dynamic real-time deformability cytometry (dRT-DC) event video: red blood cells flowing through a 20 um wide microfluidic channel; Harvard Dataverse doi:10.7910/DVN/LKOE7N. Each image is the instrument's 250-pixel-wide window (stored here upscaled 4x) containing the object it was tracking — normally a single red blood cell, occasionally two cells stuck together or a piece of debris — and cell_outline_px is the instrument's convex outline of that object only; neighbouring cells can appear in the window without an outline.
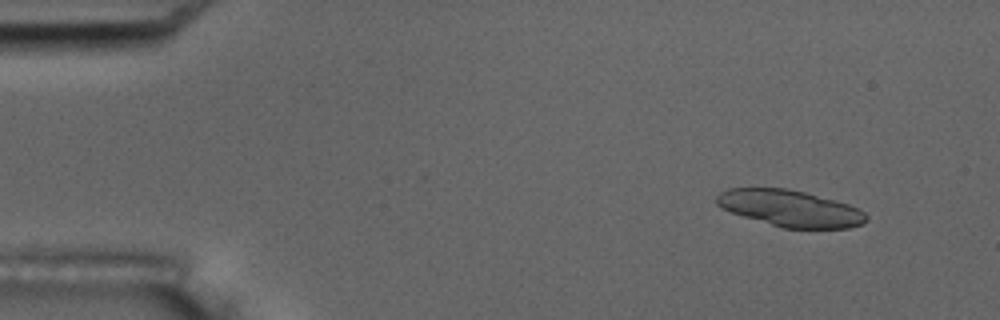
{"species": "common noctule bat (a hibernating species)", "species_latin": "Nyctalus noctula", "temperature_condition": "room temperature", "stored_images_in_passage": 5, "camera_frame_rate_fps": 3000, "um_per_image_px": 0.085, "animal": {"sex": "male", "body_mass_g": 17.5, "forearm_length_mm": 52.3}, "frame": {"image": 1, "passage_image": 2, "time_ms": 1.333, "image_size_px": [1000, 320], "cell_outline_px": [[868, 220], [860, 224], [848, 228], [784, 228], [744, 216], [720, 208], [716, 204], [716, 196], [720, 192], [728, 188], [788, 188], [836, 200], [848, 204], [864, 212], [868, 216]], "centroid_in_image_um": [67.15, 17.7], "position_along_channel_um": 17.8, "area_um2": 31.62}}